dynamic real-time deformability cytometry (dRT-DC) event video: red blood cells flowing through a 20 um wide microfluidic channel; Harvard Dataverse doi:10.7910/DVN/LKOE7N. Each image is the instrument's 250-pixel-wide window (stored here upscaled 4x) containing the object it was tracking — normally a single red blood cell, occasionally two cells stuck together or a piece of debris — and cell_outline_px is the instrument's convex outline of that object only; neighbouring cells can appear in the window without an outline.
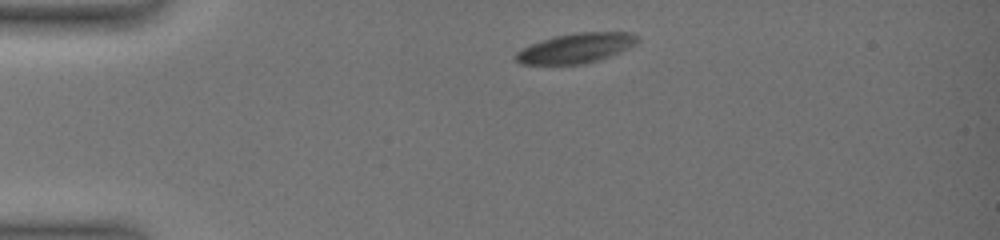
{"species": "common noctule bat (a hibernating species)", "species_latin": "Nyctalus noctula", "temperature_condition": "warm", "stored_images_in_passage": 15, "camera_frame_rate_fps": 3000, "um_per_image_px": 0.085, "animal": {"sex": "female", "body_mass_g": 19.0, "forearm_length_mm": 51.5}, "frame": {"image": 1, "passage_image": 1, "time_ms": 0.0, "image_size_px": [1000, 240], "cell_outline_px": [[640, 40], [636, 44], [620, 52], [584, 64], [520, 64], [512, 56], [516, 52], [532, 44], [556, 36], [580, 32], [628, 32], [640, 36]], "centroid_in_image_um": [48.98, 4.09], "position_along_channel_um": 36.0, "area_um2": 20.92}}
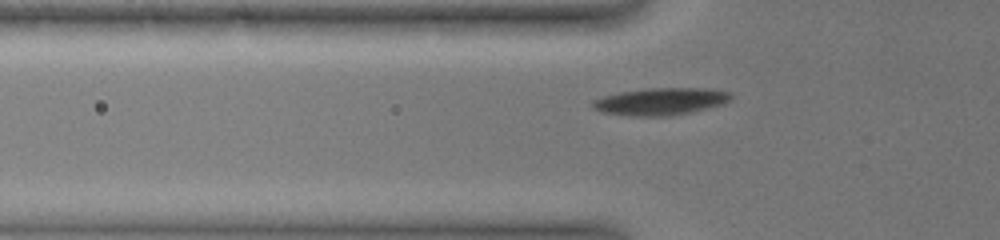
{"frame": {"image": 2, "passage_image": 10, "time_ms": 2.333, "image_size_px": [1000, 240], "cell_outline_px": [[732, 96], [724, 104], [692, 112], [672, 116], [628, 116], [604, 112], [592, 108], [592, 100], [604, 96], [620, 92], [652, 88], [712, 88], [732, 92]], "centroid_in_image_um": [56.19, 8.62], "position_along_channel_um": 69.6, "area_um2": 22.08}}
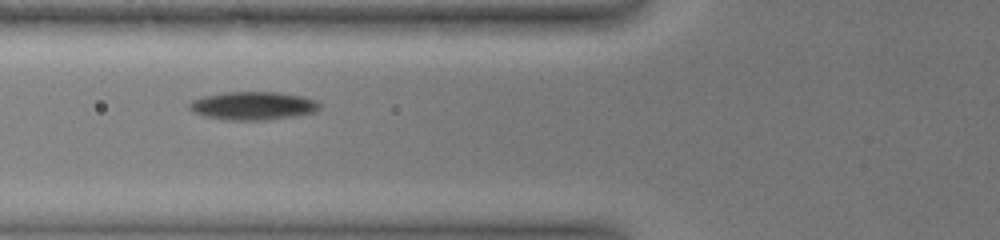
{"frame": {"image": 3, "passage_image": 14, "time_ms": 3.333, "image_size_px": [1000, 240], "cell_outline_px": [[320, 108], [316, 112], [296, 116], [268, 120], [224, 120], [204, 116], [192, 112], [188, 108], [188, 104], [192, 100], [204, 96], [224, 92], [280, 92], [304, 96], [316, 100], [320, 104]], "centroid_in_image_um": [21.51, 8.99], "position_along_channel_um": 104.3, "area_um2": 21.79}}